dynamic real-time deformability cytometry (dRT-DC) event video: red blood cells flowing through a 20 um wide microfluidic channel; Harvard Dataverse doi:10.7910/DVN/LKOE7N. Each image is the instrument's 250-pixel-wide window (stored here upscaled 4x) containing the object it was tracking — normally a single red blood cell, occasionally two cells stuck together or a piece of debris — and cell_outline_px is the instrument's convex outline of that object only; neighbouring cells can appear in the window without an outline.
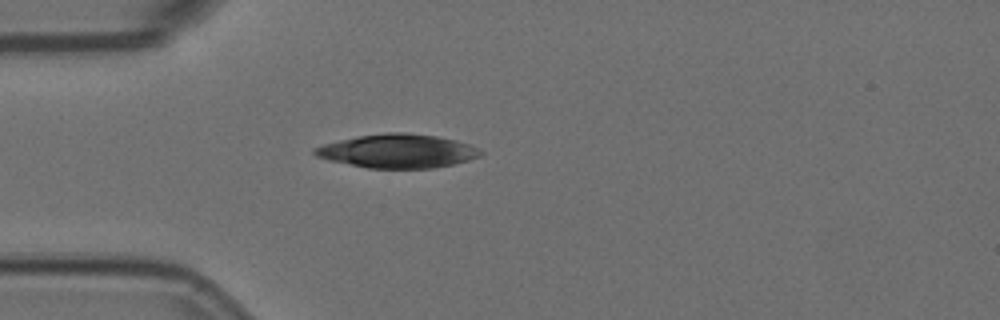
{"species": "Egyptian fruit bat (a non-hibernating species)", "species_latin": "Rousettus aegyptiacus", "temperature_condition": "room temperature", "stored_images_in_passage": 37, "camera_frame_rate_fps": 3000, "um_per_image_px": 0.085, "animal": {"sex": "female"}, "frame": {"image": 1, "passage_image": 1, "time_ms": 0.0, "image_size_px": [1000, 320], "cell_outline_px": [[484, 152], [480, 156], [468, 160], [452, 164], [432, 168], [368, 168], [328, 160], [316, 156], [312, 152], [312, 148], [324, 144], [356, 136], [388, 132], [408, 132], [436, 136], [456, 140], [468, 144]], "centroid_in_image_um": [33.77, 12.83], "position_along_channel_um": 51.2, "area_um2": 32.54}}
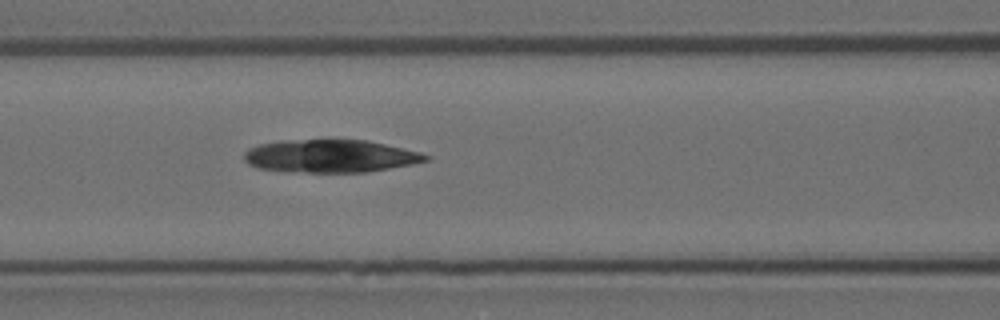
{"frame": {"image": 2, "passage_image": 9, "time_ms": 2.667, "image_size_px": [1000, 320], "cell_outline_px": [[432, 156], [428, 160], [412, 164], [368, 172], [308, 172], [256, 168], [248, 164], [244, 160], [244, 152], [248, 148], [260, 144], [280, 140], [368, 140], [420, 152]], "centroid_in_image_um": [28.08, 13.26], "position_along_channel_um": 138.5, "area_um2": 34.68}}
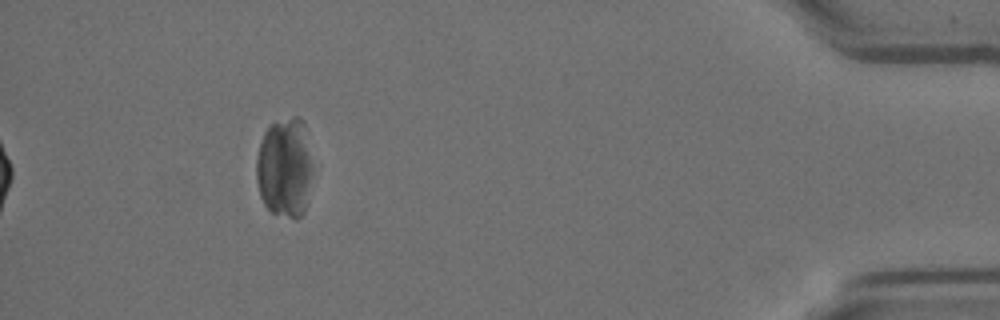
{"frame": {"image": 3, "passage_image": 37, "time_ms": 12.0, "image_size_px": [1000, 320], "cell_outline_px": [[312, 176], [304, 212], [296, 220], [272, 212], [264, 204], [260, 196], [256, 180], [256, 160], [260, 140], [264, 132], [272, 124], [292, 116], [300, 116], [304, 120], [312, 164]], "centroid_in_image_um": [24.2, 14.24], "position_along_channel_um": 411.0, "area_um2": 33.06}}